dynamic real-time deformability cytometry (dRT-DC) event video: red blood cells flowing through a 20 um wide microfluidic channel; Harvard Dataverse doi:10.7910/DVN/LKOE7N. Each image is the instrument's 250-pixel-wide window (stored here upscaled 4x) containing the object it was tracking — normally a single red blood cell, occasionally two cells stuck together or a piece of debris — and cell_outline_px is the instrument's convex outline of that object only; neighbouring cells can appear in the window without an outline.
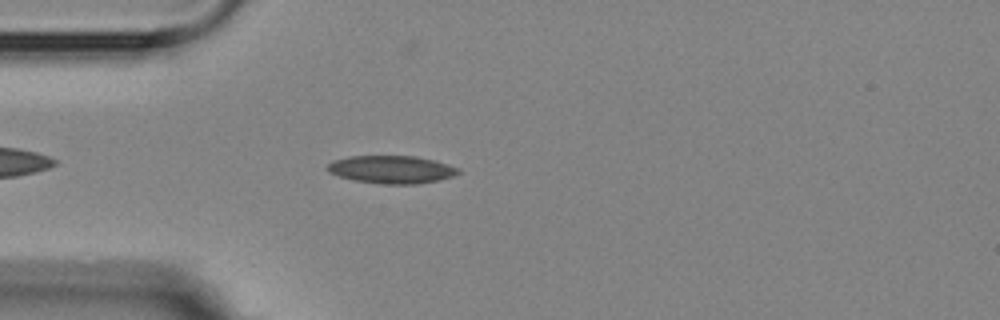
{"species": "Egyptian fruit bat (a non-hibernating species)", "species_latin": "Rousettus aegyptiacus", "temperature_condition": "room temperature", "stored_images_in_passage": 5, "camera_frame_rate_fps": 3000, "um_per_image_px": 0.085, "animal": {"sex": "female"}, "frame": {"image": 1, "passage_image": 5, "time_ms": 4.333, "image_size_px": [1000, 320], "cell_outline_px": [[460, 172], [452, 176], [440, 180], [416, 184], [384, 184], [352, 180], [328, 172], [328, 164], [332, 160], [348, 156], [416, 156], [432, 160], [460, 168]], "centroid_in_image_um": [33.27, 14.41], "position_along_channel_um": 51.7, "area_um2": 21.15}}